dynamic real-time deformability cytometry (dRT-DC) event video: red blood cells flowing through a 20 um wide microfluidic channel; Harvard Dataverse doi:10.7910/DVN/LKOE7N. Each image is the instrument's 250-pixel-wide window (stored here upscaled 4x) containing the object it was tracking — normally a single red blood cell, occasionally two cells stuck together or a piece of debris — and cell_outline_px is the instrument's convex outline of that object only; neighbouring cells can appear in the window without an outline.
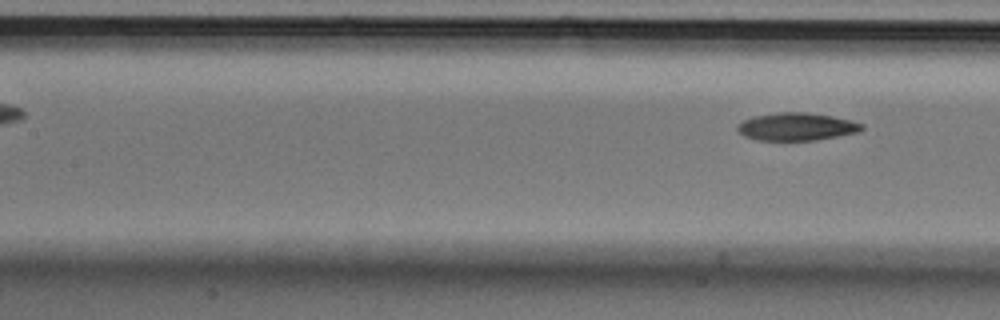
{"species": "Egyptian fruit bat (a non-hibernating species)", "species_latin": "Rousettus aegyptiacus", "temperature_condition": "cold", "stored_images_in_passage": 7, "segment_of_instrument_passage": [2, 2], "camera_frame_rate_fps": 3000, "um_per_image_px": 0.085, "animal": {"sex": "male"}, "frame": {"image": 1, "passage_image": 7, "time_ms": 2.0, "image_size_px": [1000, 320], "cell_outline_px": [[864, 128], [860, 132], [816, 140], [756, 140], [744, 136], [736, 128], [736, 124], [744, 120], [756, 116], [776, 112], [804, 112], [832, 116], [852, 120], [864, 124]], "centroid_in_image_um": [67.73, 10.77], "position_along_channel_um": 139.7, "area_um2": 20.17}}